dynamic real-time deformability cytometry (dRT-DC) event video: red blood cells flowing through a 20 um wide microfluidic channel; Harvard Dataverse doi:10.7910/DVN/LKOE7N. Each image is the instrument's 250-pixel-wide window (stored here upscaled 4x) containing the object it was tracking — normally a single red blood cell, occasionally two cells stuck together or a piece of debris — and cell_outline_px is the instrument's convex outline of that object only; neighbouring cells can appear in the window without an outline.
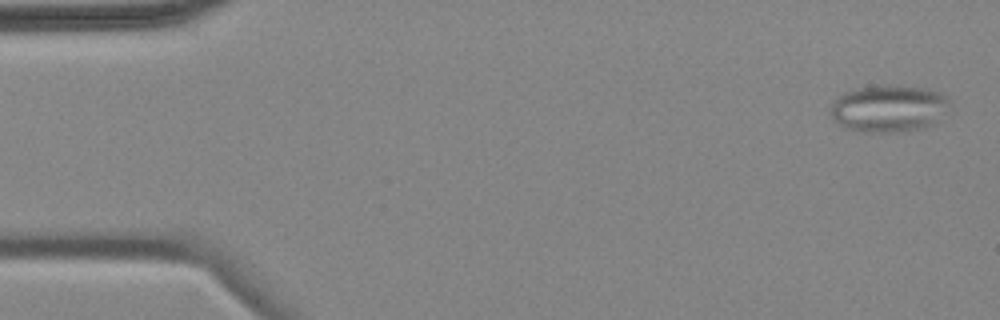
{"species": "common noctule bat (a hibernating species)", "species_latin": "Nyctalus noctula", "temperature_condition": "cold", "stored_images_in_passage": 5, "camera_frame_rate_fps": 3000, "um_per_image_px": 0.085, "animal": {"sex": "female", "body_mass_g": 18.4}, "frame": {"image": 1, "passage_image": 1, "time_ms": 0.0, "image_size_px": [1000, 320], "cell_outline_px": [[952, 100], [948, 112], [932, 124], [924, 128], [900, 132], [860, 132], [848, 128], [840, 124], [828, 112], [832, 104], [844, 92], [860, 88], [884, 84], [888, 84], [924, 88], [940, 92], [948, 96]], "centroid_in_image_um": [75.61, 9.21], "position_along_channel_um": 9.4, "area_um2": 33.06}}